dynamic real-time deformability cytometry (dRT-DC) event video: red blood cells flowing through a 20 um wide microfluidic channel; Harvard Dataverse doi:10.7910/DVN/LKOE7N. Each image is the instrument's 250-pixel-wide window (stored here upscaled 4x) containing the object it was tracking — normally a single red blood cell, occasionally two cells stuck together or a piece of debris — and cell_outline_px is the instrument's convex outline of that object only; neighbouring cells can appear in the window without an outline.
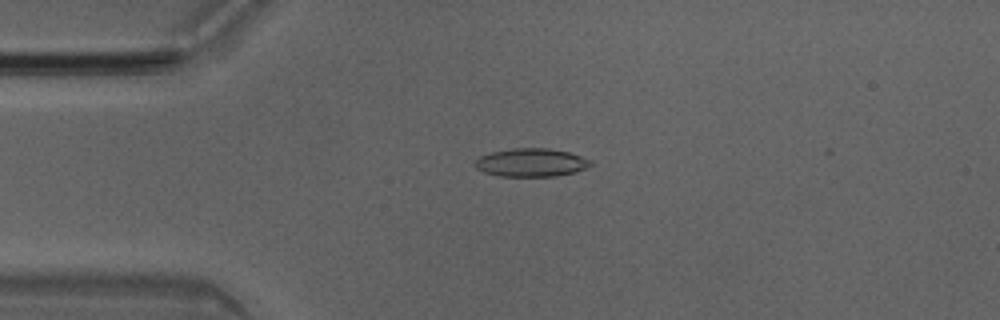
{"species": "Egyptian fruit bat (a non-hibernating species)", "species_latin": "Rousettus aegyptiacus", "temperature_condition": "room temperature", "stored_images_in_passage": 50, "camera_frame_rate_fps": 3000, "um_per_image_px": 0.085, "animal": {"sex": "male"}, "frame": {"image": 1, "passage_image": 12, "time_ms": 3.667, "image_size_px": [1000, 320], "cell_outline_px": [[592, 164], [576, 172], [556, 176], [500, 176], [484, 172], [476, 168], [476, 160], [480, 156], [492, 152], [512, 148], [548, 148], [568, 152], [592, 160]], "centroid_in_image_um": [45.16, 13.81], "position_along_channel_um": 39.8, "area_um2": 18.9}}
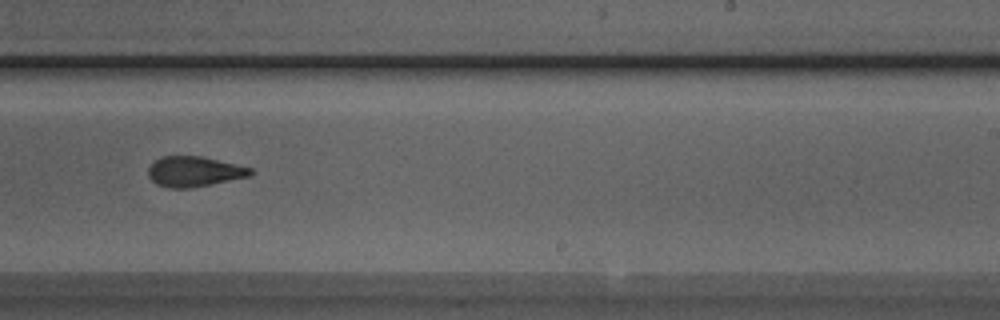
{"frame": {"image": 2, "passage_image": 31, "time_ms": 10.0, "image_size_px": [1000, 320], "cell_outline_px": [[256, 172], [252, 176], [188, 188], [168, 188], [156, 184], [148, 176], [148, 168], [152, 160], [160, 156], [200, 156], [252, 168]], "centroid_in_image_um": [16.48, 14.57], "position_along_channel_um": 272.5, "area_um2": 18.15}}
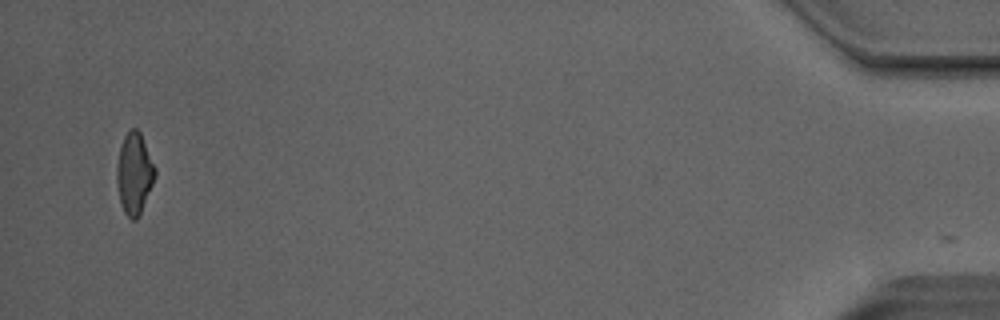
{"frame": {"image": 3, "passage_image": 49, "time_ms": 16.0, "image_size_px": [1000, 320], "cell_outline_px": [[156, 176], [140, 212], [136, 220], [132, 220], [124, 212], [120, 204], [116, 180], [116, 168], [120, 148], [124, 136], [132, 128], [136, 128], [140, 132], [156, 168]], "centroid_in_image_um": [11.41, 14.74], "position_along_channel_um": 423.8, "area_um2": 17.98}, "authors_computed_cell_mechanics": {"area_um2": 18.6116, "velocity_mm_per_s": 4.054, "shape_relaxation_time_tau1_ms": 3.8113, "shape_relaxation_time_tau2_ms": 1.8046, "deformation_change_tau1": 0.1609, "deformation_change_tau2": 0.1018}}